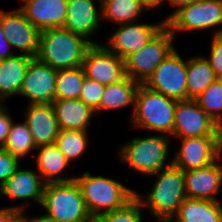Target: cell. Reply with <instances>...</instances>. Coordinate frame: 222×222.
<instances>
[{
  "label": "cell",
  "instance_id": "1",
  "mask_svg": "<svg viewBox=\"0 0 222 222\" xmlns=\"http://www.w3.org/2000/svg\"><path fill=\"white\" fill-rule=\"evenodd\" d=\"M152 177H158L147 196L142 197L135 191V198L142 208L147 207L157 222H168L177 213L183 200L187 198L184 184V171L171 164L158 171Z\"/></svg>",
  "mask_w": 222,
  "mask_h": 222
},
{
  "label": "cell",
  "instance_id": "2",
  "mask_svg": "<svg viewBox=\"0 0 222 222\" xmlns=\"http://www.w3.org/2000/svg\"><path fill=\"white\" fill-rule=\"evenodd\" d=\"M91 43L64 27L40 31L36 58L56 70L82 66Z\"/></svg>",
  "mask_w": 222,
  "mask_h": 222
},
{
  "label": "cell",
  "instance_id": "3",
  "mask_svg": "<svg viewBox=\"0 0 222 222\" xmlns=\"http://www.w3.org/2000/svg\"><path fill=\"white\" fill-rule=\"evenodd\" d=\"M176 104L177 100L140 84L131 110L132 126L173 138Z\"/></svg>",
  "mask_w": 222,
  "mask_h": 222
},
{
  "label": "cell",
  "instance_id": "4",
  "mask_svg": "<svg viewBox=\"0 0 222 222\" xmlns=\"http://www.w3.org/2000/svg\"><path fill=\"white\" fill-rule=\"evenodd\" d=\"M75 180L92 218L120 209L135 197V190L122 182L102 175L93 176L89 171L76 176Z\"/></svg>",
  "mask_w": 222,
  "mask_h": 222
},
{
  "label": "cell",
  "instance_id": "5",
  "mask_svg": "<svg viewBox=\"0 0 222 222\" xmlns=\"http://www.w3.org/2000/svg\"><path fill=\"white\" fill-rule=\"evenodd\" d=\"M171 139V137L162 134L142 138L135 137L119 145L121 147L118 153L119 160L141 175L150 177L172 164V160L167 161Z\"/></svg>",
  "mask_w": 222,
  "mask_h": 222
},
{
  "label": "cell",
  "instance_id": "6",
  "mask_svg": "<svg viewBox=\"0 0 222 222\" xmlns=\"http://www.w3.org/2000/svg\"><path fill=\"white\" fill-rule=\"evenodd\" d=\"M41 207L43 216L54 222H88V212L80 186L76 180L44 185Z\"/></svg>",
  "mask_w": 222,
  "mask_h": 222
},
{
  "label": "cell",
  "instance_id": "7",
  "mask_svg": "<svg viewBox=\"0 0 222 222\" xmlns=\"http://www.w3.org/2000/svg\"><path fill=\"white\" fill-rule=\"evenodd\" d=\"M166 27L175 37L179 32L206 31L222 35V0H196L180 6L166 18ZM220 26V27H219ZM216 27H219L215 30Z\"/></svg>",
  "mask_w": 222,
  "mask_h": 222
},
{
  "label": "cell",
  "instance_id": "8",
  "mask_svg": "<svg viewBox=\"0 0 222 222\" xmlns=\"http://www.w3.org/2000/svg\"><path fill=\"white\" fill-rule=\"evenodd\" d=\"M171 31L165 26L148 44L124 60L125 75L144 84L158 65L176 48Z\"/></svg>",
  "mask_w": 222,
  "mask_h": 222
},
{
  "label": "cell",
  "instance_id": "9",
  "mask_svg": "<svg viewBox=\"0 0 222 222\" xmlns=\"http://www.w3.org/2000/svg\"><path fill=\"white\" fill-rule=\"evenodd\" d=\"M144 85L177 101L188 100L187 60L185 61L175 48L158 65Z\"/></svg>",
  "mask_w": 222,
  "mask_h": 222
},
{
  "label": "cell",
  "instance_id": "10",
  "mask_svg": "<svg viewBox=\"0 0 222 222\" xmlns=\"http://www.w3.org/2000/svg\"><path fill=\"white\" fill-rule=\"evenodd\" d=\"M173 137H222V128L195 99L180 100L175 109Z\"/></svg>",
  "mask_w": 222,
  "mask_h": 222
},
{
  "label": "cell",
  "instance_id": "11",
  "mask_svg": "<svg viewBox=\"0 0 222 222\" xmlns=\"http://www.w3.org/2000/svg\"><path fill=\"white\" fill-rule=\"evenodd\" d=\"M138 22L119 24L106 41L105 46L123 60L142 49L166 26V19L158 24Z\"/></svg>",
  "mask_w": 222,
  "mask_h": 222
},
{
  "label": "cell",
  "instance_id": "12",
  "mask_svg": "<svg viewBox=\"0 0 222 222\" xmlns=\"http://www.w3.org/2000/svg\"><path fill=\"white\" fill-rule=\"evenodd\" d=\"M180 146L172 164L183 171L209 166L222 157V137H189L178 139Z\"/></svg>",
  "mask_w": 222,
  "mask_h": 222
},
{
  "label": "cell",
  "instance_id": "13",
  "mask_svg": "<svg viewBox=\"0 0 222 222\" xmlns=\"http://www.w3.org/2000/svg\"><path fill=\"white\" fill-rule=\"evenodd\" d=\"M86 77L106 86L122 80L125 75L124 60L104 44H91L82 64Z\"/></svg>",
  "mask_w": 222,
  "mask_h": 222
},
{
  "label": "cell",
  "instance_id": "14",
  "mask_svg": "<svg viewBox=\"0 0 222 222\" xmlns=\"http://www.w3.org/2000/svg\"><path fill=\"white\" fill-rule=\"evenodd\" d=\"M0 24L11 47L22 51L24 55L36 58L40 31L19 8L10 12L0 9Z\"/></svg>",
  "mask_w": 222,
  "mask_h": 222
},
{
  "label": "cell",
  "instance_id": "15",
  "mask_svg": "<svg viewBox=\"0 0 222 222\" xmlns=\"http://www.w3.org/2000/svg\"><path fill=\"white\" fill-rule=\"evenodd\" d=\"M56 69L33 58L22 82L20 96L29 99L28 104H52L55 100Z\"/></svg>",
  "mask_w": 222,
  "mask_h": 222
},
{
  "label": "cell",
  "instance_id": "16",
  "mask_svg": "<svg viewBox=\"0 0 222 222\" xmlns=\"http://www.w3.org/2000/svg\"><path fill=\"white\" fill-rule=\"evenodd\" d=\"M19 166L11 177L0 187L2 196L22 200L23 205L14 206L21 214L26 212V202L34 201L41 205L45 183L40 174L31 169H20ZM37 172V173H36ZM25 202V203H24Z\"/></svg>",
  "mask_w": 222,
  "mask_h": 222
},
{
  "label": "cell",
  "instance_id": "17",
  "mask_svg": "<svg viewBox=\"0 0 222 222\" xmlns=\"http://www.w3.org/2000/svg\"><path fill=\"white\" fill-rule=\"evenodd\" d=\"M95 1L100 3L99 8ZM101 19L99 0H67V16L63 27L84 37L91 44H96L90 37L98 32Z\"/></svg>",
  "mask_w": 222,
  "mask_h": 222
},
{
  "label": "cell",
  "instance_id": "18",
  "mask_svg": "<svg viewBox=\"0 0 222 222\" xmlns=\"http://www.w3.org/2000/svg\"><path fill=\"white\" fill-rule=\"evenodd\" d=\"M184 184L188 198L218 201L216 197L222 190V163L218 159L204 168L184 171Z\"/></svg>",
  "mask_w": 222,
  "mask_h": 222
},
{
  "label": "cell",
  "instance_id": "19",
  "mask_svg": "<svg viewBox=\"0 0 222 222\" xmlns=\"http://www.w3.org/2000/svg\"><path fill=\"white\" fill-rule=\"evenodd\" d=\"M19 9L39 30L63 27L67 16V0H25Z\"/></svg>",
  "mask_w": 222,
  "mask_h": 222
},
{
  "label": "cell",
  "instance_id": "20",
  "mask_svg": "<svg viewBox=\"0 0 222 222\" xmlns=\"http://www.w3.org/2000/svg\"><path fill=\"white\" fill-rule=\"evenodd\" d=\"M24 116L36 148L55 143L60 128L52 104H28Z\"/></svg>",
  "mask_w": 222,
  "mask_h": 222
},
{
  "label": "cell",
  "instance_id": "21",
  "mask_svg": "<svg viewBox=\"0 0 222 222\" xmlns=\"http://www.w3.org/2000/svg\"><path fill=\"white\" fill-rule=\"evenodd\" d=\"M36 151L37 155L34 154L33 157H35L36 160L37 172L45 184L75 180L76 176L68 177L67 174L63 173L71 163L55 143L37 147Z\"/></svg>",
  "mask_w": 222,
  "mask_h": 222
},
{
  "label": "cell",
  "instance_id": "22",
  "mask_svg": "<svg viewBox=\"0 0 222 222\" xmlns=\"http://www.w3.org/2000/svg\"><path fill=\"white\" fill-rule=\"evenodd\" d=\"M53 110L60 130L89 131L96 113L80 99L54 100Z\"/></svg>",
  "mask_w": 222,
  "mask_h": 222
},
{
  "label": "cell",
  "instance_id": "23",
  "mask_svg": "<svg viewBox=\"0 0 222 222\" xmlns=\"http://www.w3.org/2000/svg\"><path fill=\"white\" fill-rule=\"evenodd\" d=\"M33 57L24 54H15L0 61V98L19 95L27 68Z\"/></svg>",
  "mask_w": 222,
  "mask_h": 222
},
{
  "label": "cell",
  "instance_id": "24",
  "mask_svg": "<svg viewBox=\"0 0 222 222\" xmlns=\"http://www.w3.org/2000/svg\"><path fill=\"white\" fill-rule=\"evenodd\" d=\"M220 200L186 198L176 215L168 222H222Z\"/></svg>",
  "mask_w": 222,
  "mask_h": 222
},
{
  "label": "cell",
  "instance_id": "25",
  "mask_svg": "<svg viewBox=\"0 0 222 222\" xmlns=\"http://www.w3.org/2000/svg\"><path fill=\"white\" fill-rule=\"evenodd\" d=\"M140 83L125 76L122 80L105 86L101 101L100 114L105 110H116L126 107L134 108L136 91Z\"/></svg>",
  "mask_w": 222,
  "mask_h": 222
},
{
  "label": "cell",
  "instance_id": "26",
  "mask_svg": "<svg viewBox=\"0 0 222 222\" xmlns=\"http://www.w3.org/2000/svg\"><path fill=\"white\" fill-rule=\"evenodd\" d=\"M217 80L206 57L199 55L187 59V96L196 99Z\"/></svg>",
  "mask_w": 222,
  "mask_h": 222
},
{
  "label": "cell",
  "instance_id": "27",
  "mask_svg": "<svg viewBox=\"0 0 222 222\" xmlns=\"http://www.w3.org/2000/svg\"><path fill=\"white\" fill-rule=\"evenodd\" d=\"M144 11H147V8L140 0H103L101 2L102 19L117 25L138 21V17L140 18Z\"/></svg>",
  "mask_w": 222,
  "mask_h": 222
},
{
  "label": "cell",
  "instance_id": "28",
  "mask_svg": "<svg viewBox=\"0 0 222 222\" xmlns=\"http://www.w3.org/2000/svg\"><path fill=\"white\" fill-rule=\"evenodd\" d=\"M85 76L83 66L58 70L55 100L79 99Z\"/></svg>",
  "mask_w": 222,
  "mask_h": 222
},
{
  "label": "cell",
  "instance_id": "29",
  "mask_svg": "<svg viewBox=\"0 0 222 222\" xmlns=\"http://www.w3.org/2000/svg\"><path fill=\"white\" fill-rule=\"evenodd\" d=\"M3 149L10 152L20 161L30 152L32 153L33 150H36L33 136L24 121L20 123L13 121Z\"/></svg>",
  "mask_w": 222,
  "mask_h": 222
},
{
  "label": "cell",
  "instance_id": "30",
  "mask_svg": "<svg viewBox=\"0 0 222 222\" xmlns=\"http://www.w3.org/2000/svg\"><path fill=\"white\" fill-rule=\"evenodd\" d=\"M89 131L84 130H60L55 144L71 163L85 153L89 146Z\"/></svg>",
  "mask_w": 222,
  "mask_h": 222
},
{
  "label": "cell",
  "instance_id": "31",
  "mask_svg": "<svg viewBox=\"0 0 222 222\" xmlns=\"http://www.w3.org/2000/svg\"><path fill=\"white\" fill-rule=\"evenodd\" d=\"M195 100L222 128V79L215 80Z\"/></svg>",
  "mask_w": 222,
  "mask_h": 222
},
{
  "label": "cell",
  "instance_id": "32",
  "mask_svg": "<svg viewBox=\"0 0 222 222\" xmlns=\"http://www.w3.org/2000/svg\"><path fill=\"white\" fill-rule=\"evenodd\" d=\"M142 206L134 197L124 207L97 217L100 222H142Z\"/></svg>",
  "mask_w": 222,
  "mask_h": 222
},
{
  "label": "cell",
  "instance_id": "33",
  "mask_svg": "<svg viewBox=\"0 0 222 222\" xmlns=\"http://www.w3.org/2000/svg\"><path fill=\"white\" fill-rule=\"evenodd\" d=\"M105 86L85 76L79 99L100 115V101Z\"/></svg>",
  "mask_w": 222,
  "mask_h": 222
},
{
  "label": "cell",
  "instance_id": "34",
  "mask_svg": "<svg viewBox=\"0 0 222 222\" xmlns=\"http://www.w3.org/2000/svg\"><path fill=\"white\" fill-rule=\"evenodd\" d=\"M208 60L217 79H222V35H213Z\"/></svg>",
  "mask_w": 222,
  "mask_h": 222
},
{
  "label": "cell",
  "instance_id": "35",
  "mask_svg": "<svg viewBox=\"0 0 222 222\" xmlns=\"http://www.w3.org/2000/svg\"><path fill=\"white\" fill-rule=\"evenodd\" d=\"M20 166V160L10 152L0 148V187Z\"/></svg>",
  "mask_w": 222,
  "mask_h": 222
},
{
  "label": "cell",
  "instance_id": "36",
  "mask_svg": "<svg viewBox=\"0 0 222 222\" xmlns=\"http://www.w3.org/2000/svg\"><path fill=\"white\" fill-rule=\"evenodd\" d=\"M7 110L8 107L5 106L0 111V148H3L4 144L6 143L11 125L13 123V118Z\"/></svg>",
  "mask_w": 222,
  "mask_h": 222
},
{
  "label": "cell",
  "instance_id": "37",
  "mask_svg": "<svg viewBox=\"0 0 222 222\" xmlns=\"http://www.w3.org/2000/svg\"><path fill=\"white\" fill-rule=\"evenodd\" d=\"M20 215L21 213L14 206L0 208V222H15Z\"/></svg>",
  "mask_w": 222,
  "mask_h": 222
},
{
  "label": "cell",
  "instance_id": "38",
  "mask_svg": "<svg viewBox=\"0 0 222 222\" xmlns=\"http://www.w3.org/2000/svg\"><path fill=\"white\" fill-rule=\"evenodd\" d=\"M11 50V44L6 40L2 26L0 24V61L14 56L15 53L13 54Z\"/></svg>",
  "mask_w": 222,
  "mask_h": 222
},
{
  "label": "cell",
  "instance_id": "39",
  "mask_svg": "<svg viewBox=\"0 0 222 222\" xmlns=\"http://www.w3.org/2000/svg\"><path fill=\"white\" fill-rule=\"evenodd\" d=\"M143 5L147 8L148 11L155 10L154 8H158L161 5L166 4L165 0H140Z\"/></svg>",
  "mask_w": 222,
  "mask_h": 222
},
{
  "label": "cell",
  "instance_id": "40",
  "mask_svg": "<svg viewBox=\"0 0 222 222\" xmlns=\"http://www.w3.org/2000/svg\"><path fill=\"white\" fill-rule=\"evenodd\" d=\"M20 216L23 218L24 222H54V221L48 220L41 214L36 217L32 216L28 218V216H26L24 212Z\"/></svg>",
  "mask_w": 222,
  "mask_h": 222
},
{
  "label": "cell",
  "instance_id": "41",
  "mask_svg": "<svg viewBox=\"0 0 222 222\" xmlns=\"http://www.w3.org/2000/svg\"><path fill=\"white\" fill-rule=\"evenodd\" d=\"M166 2L169 3L170 6H173V8H176L177 10L180 6H183L185 4H190L195 2L196 0H165Z\"/></svg>",
  "mask_w": 222,
  "mask_h": 222
},
{
  "label": "cell",
  "instance_id": "42",
  "mask_svg": "<svg viewBox=\"0 0 222 222\" xmlns=\"http://www.w3.org/2000/svg\"><path fill=\"white\" fill-rule=\"evenodd\" d=\"M4 100L2 98H0V111L6 106L5 104H3Z\"/></svg>",
  "mask_w": 222,
  "mask_h": 222
},
{
  "label": "cell",
  "instance_id": "43",
  "mask_svg": "<svg viewBox=\"0 0 222 222\" xmlns=\"http://www.w3.org/2000/svg\"><path fill=\"white\" fill-rule=\"evenodd\" d=\"M88 222H100L97 218H92L90 221Z\"/></svg>",
  "mask_w": 222,
  "mask_h": 222
},
{
  "label": "cell",
  "instance_id": "44",
  "mask_svg": "<svg viewBox=\"0 0 222 222\" xmlns=\"http://www.w3.org/2000/svg\"><path fill=\"white\" fill-rule=\"evenodd\" d=\"M15 222H24L23 218L20 216Z\"/></svg>",
  "mask_w": 222,
  "mask_h": 222
}]
</instances>
